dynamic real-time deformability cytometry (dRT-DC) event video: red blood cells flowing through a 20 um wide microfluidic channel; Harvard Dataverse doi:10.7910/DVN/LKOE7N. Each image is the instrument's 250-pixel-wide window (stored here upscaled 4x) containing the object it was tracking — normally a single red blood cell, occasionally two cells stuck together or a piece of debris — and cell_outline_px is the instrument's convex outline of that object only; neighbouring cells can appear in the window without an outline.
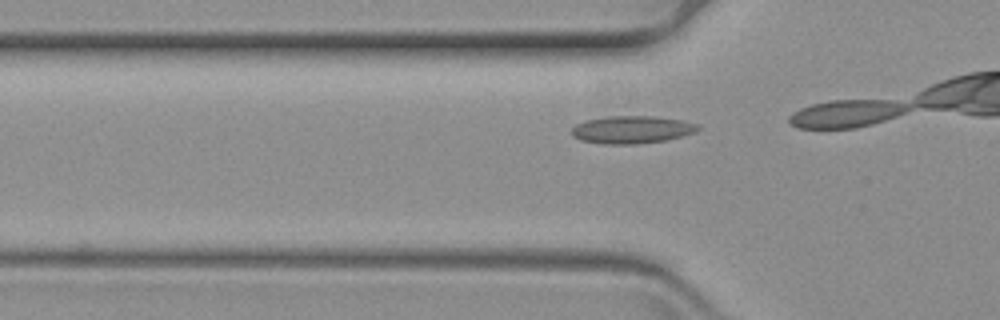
{"species": "common noctule bat (a hibernating species)", "species_latin": "Nyctalus noctula", "temperature_condition": "warm", "stored_images_in_passage": 13, "camera_frame_rate_fps": 3000, "um_per_image_px": 0.085, "animal": {"sex": "female", "body_mass_g": 19.3, "forearm_length_mm": 54.1}, "frame": {"image": 1, "passage_image": 11, "time_ms": 3.333, "image_size_px": [1000, 320], "cell_outline_px": [[700, 128], [696, 132], [668, 140], [636, 144], [600, 144], [580, 140], [572, 136], [572, 128], [576, 124], [584, 120], [608, 116], [652, 116], [680, 120], [700, 124]], "centroid_in_image_um": [53.7, 11.02], "position_along_channel_um": 72.1, "area_um2": 20.52}}